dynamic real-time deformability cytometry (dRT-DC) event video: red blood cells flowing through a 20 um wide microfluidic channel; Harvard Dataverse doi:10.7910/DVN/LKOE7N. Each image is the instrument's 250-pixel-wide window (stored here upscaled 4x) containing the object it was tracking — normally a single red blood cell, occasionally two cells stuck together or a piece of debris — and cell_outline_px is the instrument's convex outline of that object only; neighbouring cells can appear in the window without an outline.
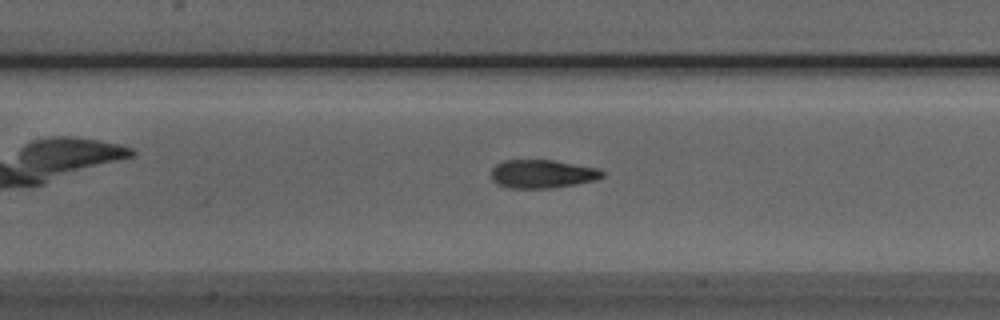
{"species": "Egyptian fruit bat (a non-hibernating species)", "species_latin": "Rousettus aegyptiacus", "temperature_condition": "room temperature", "stored_images_in_passage": 44, "camera_frame_rate_fps": 3000, "um_per_image_px": 0.085, "animal": {"sex": "male"}, "frame": {"image": 1, "passage_image": 16, "time_ms": 5.0, "image_size_px": [1000, 320], "cell_outline_px": [[604, 176], [596, 180], [548, 188], [508, 188], [496, 184], [492, 180], [492, 168], [496, 164], [504, 160], [556, 160], [596, 168], [604, 172]], "centroid_in_image_um": [46.06, 14.77], "position_along_channel_um": 161.3, "area_um2": 18.32}}
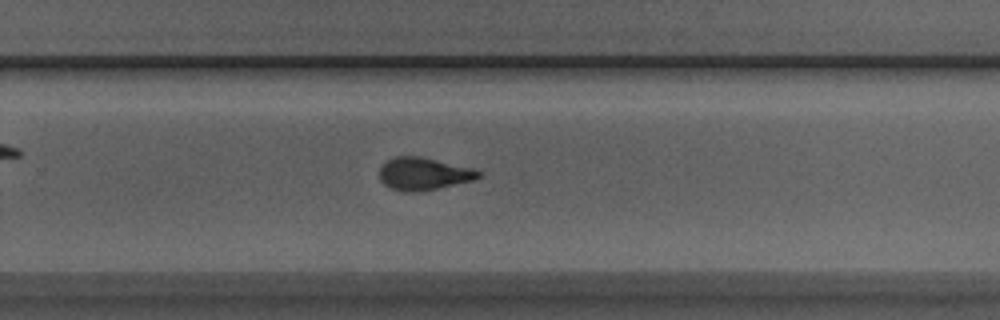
{"frame": {"image": 2, "passage_image": 26, "time_ms": 8.333, "image_size_px": [1000, 320], "cell_outline_px": [[480, 176], [472, 180], [436, 188], [412, 192], [404, 192], [392, 188], [384, 184], [380, 180], [380, 168], [384, 160], [396, 156], [420, 156], [472, 168], [480, 172]], "centroid_in_image_um": [35.94, 14.75], "position_along_channel_um": 293.9, "area_um2": 18.5}}
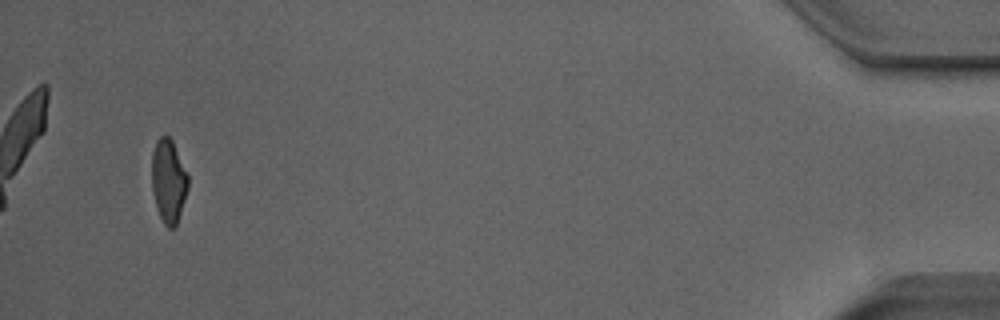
{"frame": {"image": 3, "passage_image": 42, "time_ms": 13.667, "image_size_px": [1000, 320], "cell_outline_px": [[188, 188], [176, 228], [168, 228], [164, 224], [156, 208], [152, 188], [152, 152], [156, 140], [160, 136], [168, 136], [172, 140], [188, 176]], "centroid_in_image_um": [14.32, 15.41], "position_along_channel_um": 420.9, "area_um2": 17.63}, "authors_computed_cell_mechanics": {"area_um2": 18.4093, "velocity_mm_per_s": 3.9906, "shape_relaxation_time_tau1_ms": 5.287, "shape_relaxation_time_tau2_ms": 1.1318, "deformation_change_tau1": 0.2067, "deformation_change_tau2": 0.0831}}